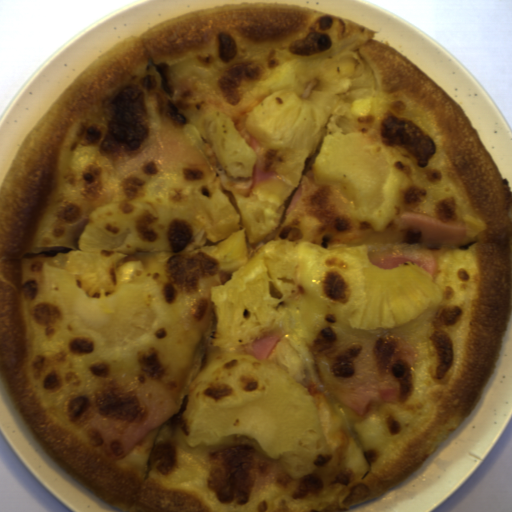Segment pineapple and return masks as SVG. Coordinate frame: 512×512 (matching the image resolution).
<instances>
[{
	"mask_svg": "<svg viewBox=\"0 0 512 512\" xmlns=\"http://www.w3.org/2000/svg\"><path fill=\"white\" fill-rule=\"evenodd\" d=\"M350 85L349 78L333 79L317 89L311 101L290 90H276L245 113L250 136L268 151L299 149L317 138L330 119L337 96Z\"/></svg>",
	"mask_w": 512,
	"mask_h": 512,
	"instance_id": "obj_5",
	"label": "pineapple"
},
{
	"mask_svg": "<svg viewBox=\"0 0 512 512\" xmlns=\"http://www.w3.org/2000/svg\"><path fill=\"white\" fill-rule=\"evenodd\" d=\"M200 125L217 161L230 177L253 175L255 151L233 122L215 111L204 114Z\"/></svg>",
	"mask_w": 512,
	"mask_h": 512,
	"instance_id": "obj_7",
	"label": "pineapple"
},
{
	"mask_svg": "<svg viewBox=\"0 0 512 512\" xmlns=\"http://www.w3.org/2000/svg\"><path fill=\"white\" fill-rule=\"evenodd\" d=\"M301 246L279 240L259 251L222 284L210 286V345L251 338L298 279Z\"/></svg>",
	"mask_w": 512,
	"mask_h": 512,
	"instance_id": "obj_4",
	"label": "pineapple"
},
{
	"mask_svg": "<svg viewBox=\"0 0 512 512\" xmlns=\"http://www.w3.org/2000/svg\"><path fill=\"white\" fill-rule=\"evenodd\" d=\"M182 431L194 447L231 435L249 437L290 478L320 469L331 457L307 389L274 363L247 354L204 368L182 409Z\"/></svg>",
	"mask_w": 512,
	"mask_h": 512,
	"instance_id": "obj_1",
	"label": "pineapple"
},
{
	"mask_svg": "<svg viewBox=\"0 0 512 512\" xmlns=\"http://www.w3.org/2000/svg\"><path fill=\"white\" fill-rule=\"evenodd\" d=\"M189 214L152 202L101 204L88 217L66 266L91 296L110 295L118 283L119 262L136 251H177L197 235Z\"/></svg>",
	"mask_w": 512,
	"mask_h": 512,
	"instance_id": "obj_2",
	"label": "pineapple"
},
{
	"mask_svg": "<svg viewBox=\"0 0 512 512\" xmlns=\"http://www.w3.org/2000/svg\"><path fill=\"white\" fill-rule=\"evenodd\" d=\"M361 273L366 299L347 322L355 327L378 330L397 326L434 308L442 298L435 277L414 263L379 268L371 261Z\"/></svg>",
	"mask_w": 512,
	"mask_h": 512,
	"instance_id": "obj_6",
	"label": "pineapple"
},
{
	"mask_svg": "<svg viewBox=\"0 0 512 512\" xmlns=\"http://www.w3.org/2000/svg\"><path fill=\"white\" fill-rule=\"evenodd\" d=\"M309 171L336 190L372 231L384 228L398 207L400 160L377 138L355 131L329 135Z\"/></svg>",
	"mask_w": 512,
	"mask_h": 512,
	"instance_id": "obj_3",
	"label": "pineapple"
}]
</instances>
